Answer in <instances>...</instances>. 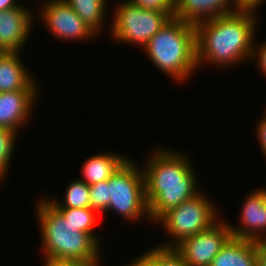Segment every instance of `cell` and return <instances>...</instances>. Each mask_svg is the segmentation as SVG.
<instances>
[{
  "instance_id": "1",
  "label": "cell",
  "mask_w": 266,
  "mask_h": 266,
  "mask_svg": "<svg viewBox=\"0 0 266 266\" xmlns=\"http://www.w3.org/2000/svg\"><path fill=\"white\" fill-rule=\"evenodd\" d=\"M153 147L140 166L144 174L149 217L155 223L168 210L195 197L202 188L188 151L185 153L158 145Z\"/></svg>"
},
{
  "instance_id": "2",
  "label": "cell",
  "mask_w": 266,
  "mask_h": 266,
  "mask_svg": "<svg viewBox=\"0 0 266 266\" xmlns=\"http://www.w3.org/2000/svg\"><path fill=\"white\" fill-rule=\"evenodd\" d=\"M258 16L254 12L236 11L198 23L195 26L198 69L213 66L229 70L250 63L261 23Z\"/></svg>"
},
{
  "instance_id": "3",
  "label": "cell",
  "mask_w": 266,
  "mask_h": 266,
  "mask_svg": "<svg viewBox=\"0 0 266 266\" xmlns=\"http://www.w3.org/2000/svg\"><path fill=\"white\" fill-rule=\"evenodd\" d=\"M43 258L72 261H103L102 246L89 233L77 230L44 197L34 205ZM42 249V250H41Z\"/></svg>"
},
{
  "instance_id": "4",
  "label": "cell",
  "mask_w": 266,
  "mask_h": 266,
  "mask_svg": "<svg viewBox=\"0 0 266 266\" xmlns=\"http://www.w3.org/2000/svg\"><path fill=\"white\" fill-rule=\"evenodd\" d=\"M153 66L180 85L198 72L195 25L172 18L141 49ZM191 76V77H190Z\"/></svg>"
},
{
  "instance_id": "5",
  "label": "cell",
  "mask_w": 266,
  "mask_h": 266,
  "mask_svg": "<svg viewBox=\"0 0 266 266\" xmlns=\"http://www.w3.org/2000/svg\"><path fill=\"white\" fill-rule=\"evenodd\" d=\"M211 198L202 189L192 199L164 213L153 224H159L168 238L165 242H157V245L175 247L187 237L205 231L215 224L222 216L219 206Z\"/></svg>"
},
{
  "instance_id": "6",
  "label": "cell",
  "mask_w": 266,
  "mask_h": 266,
  "mask_svg": "<svg viewBox=\"0 0 266 266\" xmlns=\"http://www.w3.org/2000/svg\"><path fill=\"white\" fill-rule=\"evenodd\" d=\"M107 186L109 187L110 202L104 215L115 212L123 221L126 220L130 224H137L143 219L149 221V224L151 223L145 198L144 174L135 159L130 157L107 180Z\"/></svg>"
},
{
  "instance_id": "7",
  "label": "cell",
  "mask_w": 266,
  "mask_h": 266,
  "mask_svg": "<svg viewBox=\"0 0 266 266\" xmlns=\"http://www.w3.org/2000/svg\"><path fill=\"white\" fill-rule=\"evenodd\" d=\"M117 1L107 31L115 43L142 49L171 19L165 13L143 9L127 0Z\"/></svg>"
},
{
  "instance_id": "8",
  "label": "cell",
  "mask_w": 266,
  "mask_h": 266,
  "mask_svg": "<svg viewBox=\"0 0 266 266\" xmlns=\"http://www.w3.org/2000/svg\"><path fill=\"white\" fill-rule=\"evenodd\" d=\"M40 3L36 4L38 9L35 11V20H40L39 23L46 26L44 29L46 28L51 37L57 41H71L72 43L87 41L88 43L95 38L97 39L98 36L89 29L64 0H46Z\"/></svg>"
},
{
  "instance_id": "9",
  "label": "cell",
  "mask_w": 266,
  "mask_h": 266,
  "mask_svg": "<svg viewBox=\"0 0 266 266\" xmlns=\"http://www.w3.org/2000/svg\"><path fill=\"white\" fill-rule=\"evenodd\" d=\"M228 219L223 216L210 228L187 237L175 248L187 266H210L214 257L232 237Z\"/></svg>"
},
{
  "instance_id": "10",
  "label": "cell",
  "mask_w": 266,
  "mask_h": 266,
  "mask_svg": "<svg viewBox=\"0 0 266 266\" xmlns=\"http://www.w3.org/2000/svg\"><path fill=\"white\" fill-rule=\"evenodd\" d=\"M266 186L245 194L237 226L229 222L231 236L246 240H266Z\"/></svg>"
},
{
  "instance_id": "11",
  "label": "cell",
  "mask_w": 266,
  "mask_h": 266,
  "mask_svg": "<svg viewBox=\"0 0 266 266\" xmlns=\"http://www.w3.org/2000/svg\"><path fill=\"white\" fill-rule=\"evenodd\" d=\"M27 5L0 11V41L8 51L26 49L24 45L29 41L34 22L36 24V9Z\"/></svg>"
},
{
  "instance_id": "12",
  "label": "cell",
  "mask_w": 266,
  "mask_h": 266,
  "mask_svg": "<svg viewBox=\"0 0 266 266\" xmlns=\"http://www.w3.org/2000/svg\"><path fill=\"white\" fill-rule=\"evenodd\" d=\"M40 90H17L0 93V127L22 131L32 119ZM27 125V126H26ZM21 129V130H20Z\"/></svg>"
},
{
  "instance_id": "13",
  "label": "cell",
  "mask_w": 266,
  "mask_h": 266,
  "mask_svg": "<svg viewBox=\"0 0 266 266\" xmlns=\"http://www.w3.org/2000/svg\"><path fill=\"white\" fill-rule=\"evenodd\" d=\"M21 53L7 51L0 54V93L41 89V83H37L38 78L33 72L31 73V69H28L26 62L23 61L24 58H21L23 57Z\"/></svg>"
},
{
  "instance_id": "14",
  "label": "cell",
  "mask_w": 266,
  "mask_h": 266,
  "mask_svg": "<svg viewBox=\"0 0 266 266\" xmlns=\"http://www.w3.org/2000/svg\"><path fill=\"white\" fill-rule=\"evenodd\" d=\"M234 12L233 0H174V18L195 26Z\"/></svg>"
},
{
  "instance_id": "15",
  "label": "cell",
  "mask_w": 266,
  "mask_h": 266,
  "mask_svg": "<svg viewBox=\"0 0 266 266\" xmlns=\"http://www.w3.org/2000/svg\"><path fill=\"white\" fill-rule=\"evenodd\" d=\"M111 151H99L88 156L82 163L81 177L78 178L89 186L108 180L130 158L129 154L125 156L124 152Z\"/></svg>"
},
{
  "instance_id": "16",
  "label": "cell",
  "mask_w": 266,
  "mask_h": 266,
  "mask_svg": "<svg viewBox=\"0 0 266 266\" xmlns=\"http://www.w3.org/2000/svg\"><path fill=\"white\" fill-rule=\"evenodd\" d=\"M256 241L231 237L210 266H256Z\"/></svg>"
},
{
  "instance_id": "17",
  "label": "cell",
  "mask_w": 266,
  "mask_h": 266,
  "mask_svg": "<svg viewBox=\"0 0 266 266\" xmlns=\"http://www.w3.org/2000/svg\"><path fill=\"white\" fill-rule=\"evenodd\" d=\"M98 37L107 27L109 6L103 0H64ZM106 13V14H105ZM108 15V16H107ZM107 16V17H106ZM105 27V28H104Z\"/></svg>"
},
{
  "instance_id": "18",
  "label": "cell",
  "mask_w": 266,
  "mask_h": 266,
  "mask_svg": "<svg viewBox=\"0 0 266 266\" xmlns=\"http://www.w3.org/2000/svg\"><path fill=\"white\" fill-rule=\"evenodd\" d=\"M65 188L63 199L58 200L56 197L53 198V196L50 197L48 195H43V197L54 208L79 209L90 207V189L88 184L77 177L72 179Z\"/></svg>"
},
{
  "instance_id": "19",
  "label": "cell",
  "mask_w": 266,
  "mask_h": 266,
  "mask_svg": "<svg viewBox=\"0 0 266 266\" xmlns=\"http://www.w3.org/2000/svg\"><path fill=\"white\" fill-rule=\"evenodd\" d=\"M65 219L69 220L78 231L89 233L100 245L102 238L94 231L97 224H100V214L90 207L85 208H55ZM99 222V223H98ZM97 233V234H96Z\"/></svg>"
},
{
  "instance_id": "20",
  "label": "cell",
  "mask_w": 266,
  "mask_h": 266,
  "mask_svg": "<svg viewBox=\"0 0 266 266\" xmlns=\"http://www.w3.org/2000/svg\"><path fill=\"white\" fill-rule=\"evenodd\" d=\"M19 134L13 129L0 127V186H4V182L10 172L12 160L15 156V148L17 146Z\"/></svg>"
},
{
  "instance_id": "21",
  "label": "cell",
  "mask_w": 266,
  "mask_h": 266,
  "mask_svg": "<svg viewBox=\"0 0 266 266\" xmlns=\"http://www.w3.org/2000/svg\"><path fill=\"white\" fill-rule=\"evenodd\" d=\"M90 189V208L96 210L100 215L103 214L109 206V187L107 180L89 186Z\"/></svg>"
},
{
  "instance_id": "22",
  "label": "cell",
  "mask_w": 266,
  "mask_h": 266,
  "mask_svg": "<svg viewBox=\"0 0 266 266\" xmlns=\"http://www.w3.org/2000/svg\"><path fill=\"white\" fill-rule=\"evenodd\" d=\"M154 266H187L175 247L154 244Z\"/></svg>"
},
{
  "instance_id": "23",
  "label": "cell",
  "mask_w": 266,
  "mask_h": 266,
  "mask_svg": "<svg viewBox=\"0 0 266 266\" xmlns=\"http://www.w3.org/2000/svg\"><path fill=\"white\" fill-rule=\"evenodd\" d=\"M132 5L149 11H159L174 18V0H127Z\"/></svg>"
},
{
  "instance_id": "24",
  "label": "cell",
  "mask_w": 266,
  "mask_h": 266,
  "mask_svg": "<svg viewBox=\"0 0 266 266\" xmlns=\"http://www.w3.org/2000/svg\"><path fill=\"white\" fill-rule=\"evenodd\" d=\"M257 41V38H255L250 61L257 64L259 72L263 75L262 77L266 78V40Z\"/></svg>"
},
{
  "instance_id": "25",
  "label": "cell",
  "mask_w": 266,
  "mask_h": 266,
  "mask_svg": "<svg viewBox=\"0 0 266 266\" xmlns=\"http://www.w3.org/2000/svg\"><path fill=\"white\" fill-rule=\"evenodd\" d=\"M41 266H104L103 261H72L64 259L43 258Z\"/></svg>"
},
{
  "instance_id": "26",
  "label": "cell",
  "mask_w": 266,
  "mask_h": 266,
  "mask_svg": "<svg viewBox=\"0 0 266 266\" xmlns=\"http://www.w3.org/2000/svg\"><path fill=\"white\" fill-rule=\"evenodd\" d=\"M254 130L256 131V140H258L261 153L266 159V109L260 118L257 119ZM266 161V160H265Z\"/></svg>"
},
{
  "instance_id": "27",
  "label": "cell",
  "mask_w": 266,
  "mask_h": 266,
  "mask_svg": "<svg viewBox=\"0 0 266 266\" xmlns=\"http://www.w3.org/2000/svg\"><path fill=\"white\" fill-rule=\"evenodd\" d=\"M149 247L146 249L145 252H141L139 257L131 258L129 262L125 263L124 266H154V246Z\"/></svg>"
},
{
  "instance_id": "28",
  "label": "cell",
  "mask_w": 266,
  "mask_h": 266,
  "mask_svg": "<svg viewBox=\"0 0 266 266\" xmlns=\"http://www.w3.org/2000/svg\"><path fill=\"white\" fill-rule=\"evenodd\" d=\"M266 0H233L236 11L257 13Z\"/></svg>"
},
{
  "instance_id": "29",
  "label": "cell",
  "mask_w": 266,
  "mask_h": 266,
  "mask_svg": "<svg viewBox=\"0 0 266 266\" xmlns=\"http://www.w3.org/2000/svg\"><path fill=\"white\" fill-rule=\"evenodd\" d=\"M257 261L256 266H266V240L256 241Z\"/></svg>"
},
{
  "instance_id": "30",
  "label": "cell",
  "mask_w": 266,
  "mask_h": 266,
  "mask_svg": "<svg viewBox=\"0 0 266 266\" xmlns=\"http://www.w3.org/2000/svg\"><path fill=\"white\" fill-rule=\"evenodd\" d=\"M19 1L20 0H0V11L21 6L22 2Z\"/></svg>"
},
{
  "instance_id": "31",
  "label": "cell",
  "mask_w": 266,
  "mask_h": 266,
  "mask_svg": "<svg viewBox=\"0 0 266 266\" xmlns=\"http://www.w3.org/2000/svg\"><path fill=\"white\" fill-rule=\"evenodd\" d=\"M7 51L8 50L1 44V41H0V54H4Z\"/></svg>"
},
{
  "instance_id": "32",
  "label": "cell",
  "mask_w": 266,
  "mask_h": 266,
  "mask_svg": "<svg viewBox=\"0 0 266 266\" xmlns=\"http://www.w3.org/2000/svg\"><path fill=\"white\" fill-rule=\"evenodd\" d=\"M28 1H30V0H28ZM33 1V0H32ZM35 1V0H34ZM38 0H36L35 2H37ZM43 1H46V0H42V1H38V4H40V2H43Z\"/></svg>"
},
{
  "instance_id": "33",
  "label": "cell",
  "mask_w": 266,
  "mask_h": 266,
  "mask_svg": "<svg viewBox=\"0 0 266 266\" xmlns=\"http://www.w3.org/2000/svg\"><path fill=\"white\" fill-rule=\"evenodd\" d=\"M107 5H109V3H108V1H110V0H103Z\"/></svg>"
}]
</instances>
